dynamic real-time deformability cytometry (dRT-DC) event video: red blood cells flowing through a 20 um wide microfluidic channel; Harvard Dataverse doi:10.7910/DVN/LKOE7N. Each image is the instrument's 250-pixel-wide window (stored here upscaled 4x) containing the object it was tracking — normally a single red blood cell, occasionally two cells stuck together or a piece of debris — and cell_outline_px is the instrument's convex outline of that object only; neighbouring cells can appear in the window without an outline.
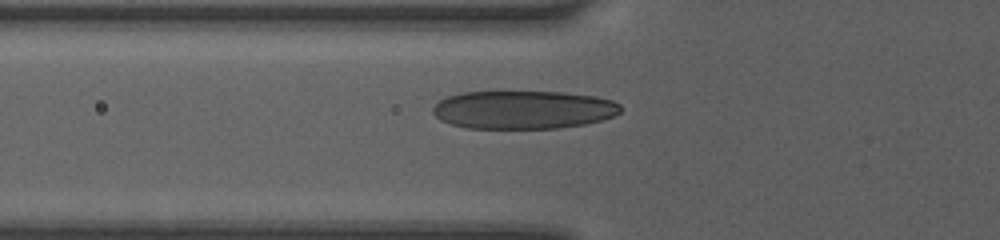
{"species": "human", "species_latin": "Homo sapiens", "temperature_condition": "room temperature", "stored_images_in_passage": 3, "camera_frame_rate_fps": 3000, "um_per_image_px": 0.085, "donor": {"sex": "female"}, "frame": {"image": 1, "passage_image": 3, "time_ms": 1.333, "image_size_px": [1000, 240], "cell_outline_px": [[620, 112], [612, 116], [600, 120], [584, 124], [560, 128], [468, 128], [452, 124], [440, 120], [432, 112], [432, 108], [440, 100], [448, 96], [460, 92], [564, 92], [596, 96], [612, 100], [620, 104]], "centroid_in_image_um": [44.47, 9.32], "position_along_channel_um": 81.3, "area_um2": 41.79}}